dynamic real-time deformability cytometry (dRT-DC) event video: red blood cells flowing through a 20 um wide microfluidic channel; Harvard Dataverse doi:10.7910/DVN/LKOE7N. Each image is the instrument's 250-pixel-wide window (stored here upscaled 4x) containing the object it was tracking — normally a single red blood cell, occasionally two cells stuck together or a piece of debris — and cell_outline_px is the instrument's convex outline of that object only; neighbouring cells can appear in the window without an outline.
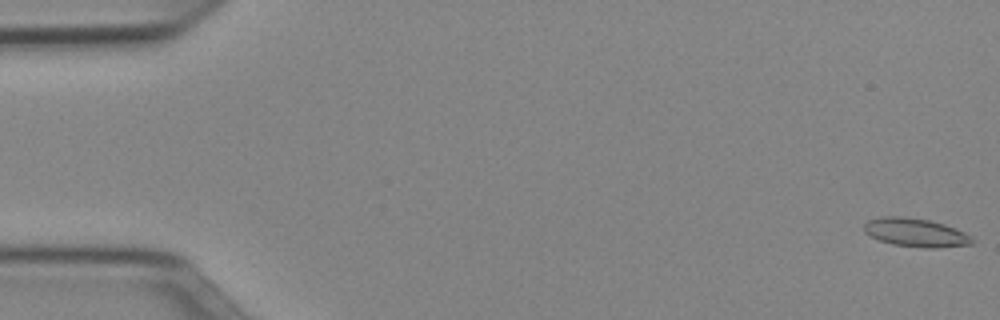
{"species": "Egyptian fruit bat (a non-hibernating species)", "species_latin": "Rousettus aegyptiacus", "temperature_condition": "cold", "stored_images_in_passage": 51, "camera_frame_rate_fps": 3000, "um_per_image_px": 0.085, "animal": {"sex": "female"}, "frame": {"image": 1, "passage_image": 1, "time_ms": 0.0, "image_size_px": [1000, 320], "cell_outline_px": [[972, 244], [936, 248], [924, 248], [892, 244], [880, 240], [864, 232], [864, 224], [868, 220], [880, 216], [900, 216], [932, 220], [956, 228], [972, 236]], "centroid_in_image_um": [77.83, 19.76], "position_along_channel_um": 7.2, "area_um2": 18.03}}
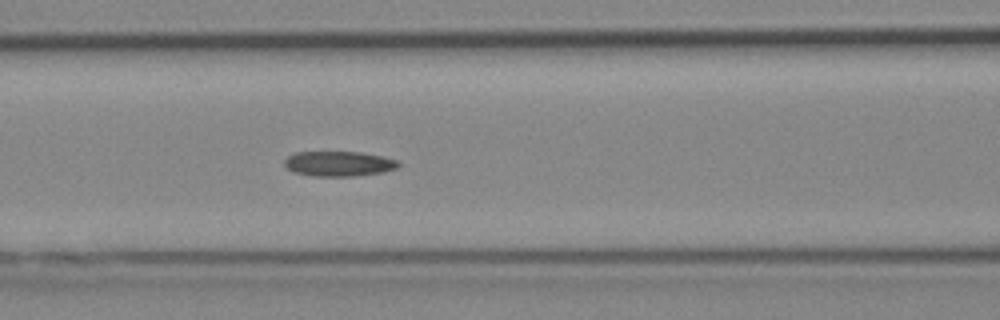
{"frame": {"image": 2, "passage_image": 22, "time_ms": 7.0, "image_size_px": [1000, 320], "cell_outline_px": [[400, 164], [396, 168], [384, 172], [352, 176], [312, 176], [292, 172], [284, 164], [284, 160], [288, 156], [296, 152], [360, 152], [384, 156], [396, 160]], "centroid_in_image_um": [28.78, 13.91], "position_along_channel_um": 137.8, "area_um2": 16.65}}
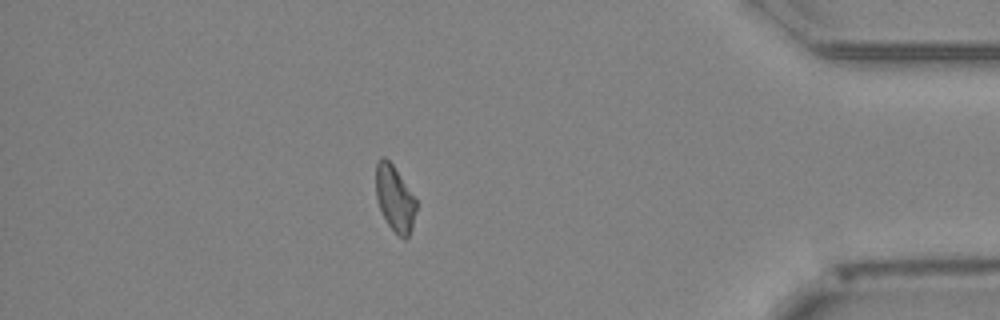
{"frame": {"image": 3, "passage_image": 45, "time_ms": 14.667, "image_size_px": [1000, 320], "cell_outline_px": [[416, 212], [412, 228], [408, 236], [404, 240], [388, 224], [380, 208], [376, 196], [376, 164], [380, 156], [384, 156], [392, 164], [416, 200]], "centroid_in_image_um": [33.55, 16.86], "position_along_channel_um": 401.7, "area_um2": 15.14}}